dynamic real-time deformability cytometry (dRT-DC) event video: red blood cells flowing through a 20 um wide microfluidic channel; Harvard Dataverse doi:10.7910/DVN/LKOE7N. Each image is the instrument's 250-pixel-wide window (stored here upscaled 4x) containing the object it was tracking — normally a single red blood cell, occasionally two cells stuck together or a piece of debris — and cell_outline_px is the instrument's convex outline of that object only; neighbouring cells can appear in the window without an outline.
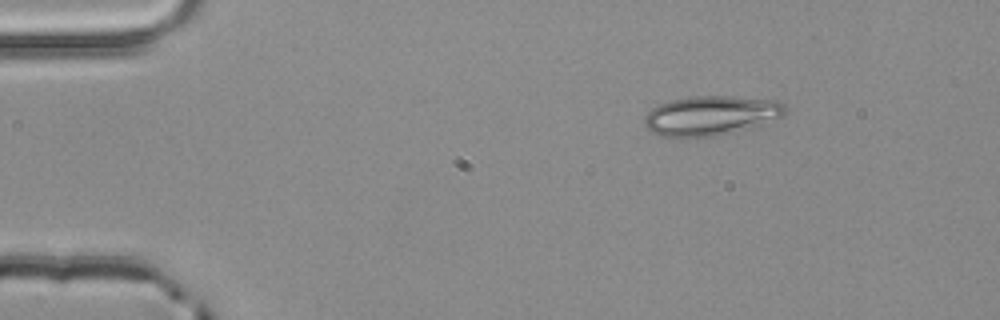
{"species": "common noctule bat (a hibernating species)", "species_latin": "Nyctalus noctula", "temperature_condition": "room temperature", "stored_images_in_passage": 2, "camera_frame_rate_fps": 3000, "um_per_image_px": 0.085, "animal": {"sex": "male", "body_mass_g": 20.4}, "frame": {"image": 1, "passage_image": 1, "time_ms": 0.0, "image_size_px": [1000, 320], "cell_outline_px": [[784, 116], [748, 128], [732, 132], [712, 136], [660, 136], [652, 132], [644, 124], [644, 116], [652, 108], [660, 104], [672, 100], [692, 96], [732, 96], [776, 100], [784, 104]], "centroid_in_image_um": [60.41, 9.8], "position_along_channel_um": 24.6, "area_um2": 31.96}}